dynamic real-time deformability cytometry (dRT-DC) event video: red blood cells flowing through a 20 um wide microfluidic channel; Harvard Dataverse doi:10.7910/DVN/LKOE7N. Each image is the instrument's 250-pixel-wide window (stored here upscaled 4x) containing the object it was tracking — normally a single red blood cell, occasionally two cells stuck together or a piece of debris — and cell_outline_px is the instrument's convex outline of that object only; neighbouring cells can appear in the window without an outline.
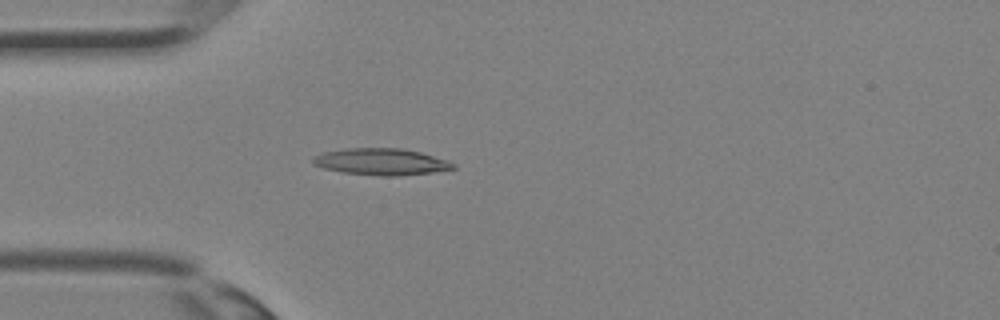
{"species": "Egyptian fruit bat (a non-hibernating species)", "species_latin": "Rousettus aegyptiacus", "temperature_condition": "room temperature", "stored_images_in_passage": 23, "camera_frame_rate_fps": 3000, "um_per_image_px": 0.085, "animal": {"sex": "female"}, "frame": {"image": 1, "passage_image": 2, "time_ms": 0.333, "image_size_px": [1000, 320], "cell_outline_px": [[456, 168], [432, 172], [396, 176], [380, 176], [344, 172], [324, 168], [312, 164], [312, 156], [324, 152], [344, 148], [404, 148], [420, 152], [448, 160], [456, 164]], "centroid_in_image_um": [32.4, 13.74], "position_along_channel_um": 52.6, "area_um2": 21.85}}
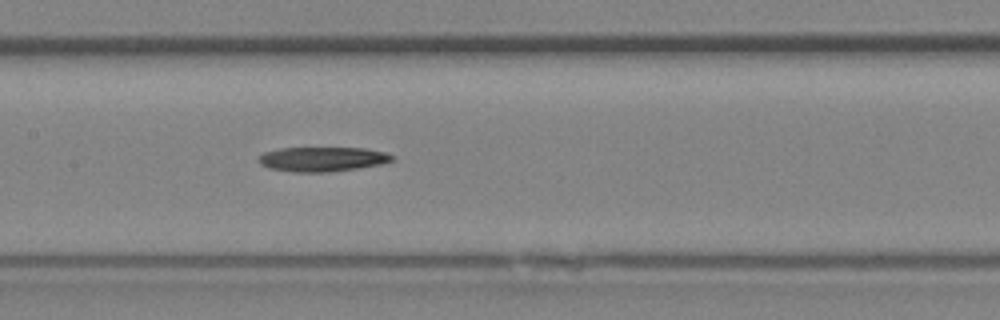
{"frame": {"image": 2, "passage_image": 9, "time_ms": 2.667, "image_size_px": [1000, 320], "cell_outline_px": [[396, 160], [380, 164], [360, 168], [328, 172], [292, 172], [268, 168], [260, 164], [256, 160], [264, 152], [280, 148], [364, 148], [384, 152], [396, 156]], "centroid_in_image_um": [27.41, 13.53], "position_along_channel_um": 180.0, "area_um2": 19.31}}
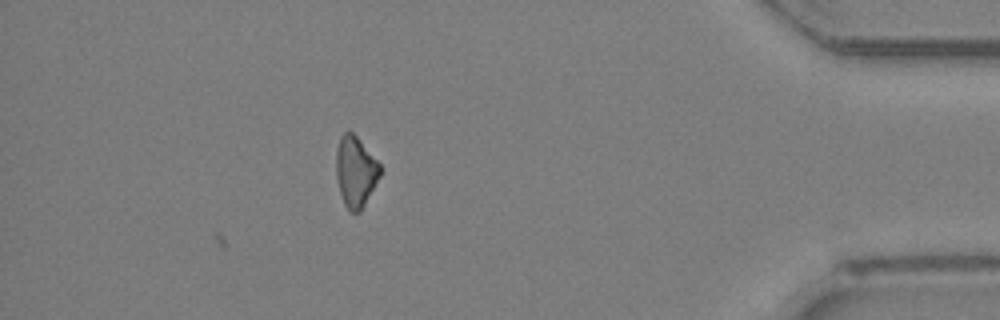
{"frame": {"image": 3, "passage_image": 23, "time_ms": 7.333, "image_size_px": [1000, 320], "cell_outline_px": [[380, 176], [360, 212], [348, 212], [344, 204], [340, 192], [336, 176], [336, 152], [340, 136], [344, 132], [352, 132], [356, 136], [380, 164]], "centroid_in_image_um": [30.2, 14.6], "position_along_channel_um": 405.0, "area_um2": 17.92}}